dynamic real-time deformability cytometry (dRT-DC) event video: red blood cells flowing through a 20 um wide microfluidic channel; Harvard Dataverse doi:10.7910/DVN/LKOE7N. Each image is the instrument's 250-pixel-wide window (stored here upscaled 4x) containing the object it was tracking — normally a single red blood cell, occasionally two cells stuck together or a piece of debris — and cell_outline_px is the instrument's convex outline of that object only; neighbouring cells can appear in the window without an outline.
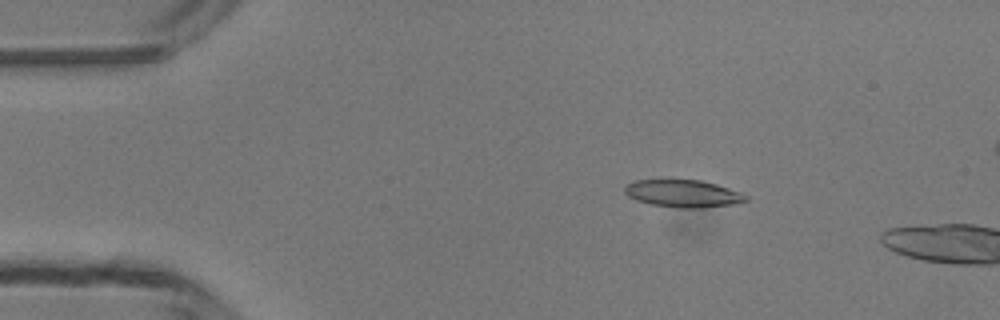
{"species": "common noctule bat (a hibernating species)", "species_latin": "Nyctalus noctula", "temperature_condition": "room temperature", "stored_images_in_passage": 14, "camera_frame_rate_fps": 3000, "um_per_image_px": 0.085, "animal": {"sex": "male", "body_mass_g": 13.3}, "frame": {"image": 1, "passage_image": 8, "time_ms": 2.333, "image_size_px": [1000, 320], "cell_outline_px": [[748, 200], [732, 204], [700, 208], [676, 208], [648, 204], [636, 200], [628, 196], [624, 192], [624, 184], [632, 180], [700, 180], [716, 184], [740, 192], [748, 196]], "centroid_in_image_um": [58.0, 16.45], "position_along_channel_um": 27.0, "area_um2": 19.48}}